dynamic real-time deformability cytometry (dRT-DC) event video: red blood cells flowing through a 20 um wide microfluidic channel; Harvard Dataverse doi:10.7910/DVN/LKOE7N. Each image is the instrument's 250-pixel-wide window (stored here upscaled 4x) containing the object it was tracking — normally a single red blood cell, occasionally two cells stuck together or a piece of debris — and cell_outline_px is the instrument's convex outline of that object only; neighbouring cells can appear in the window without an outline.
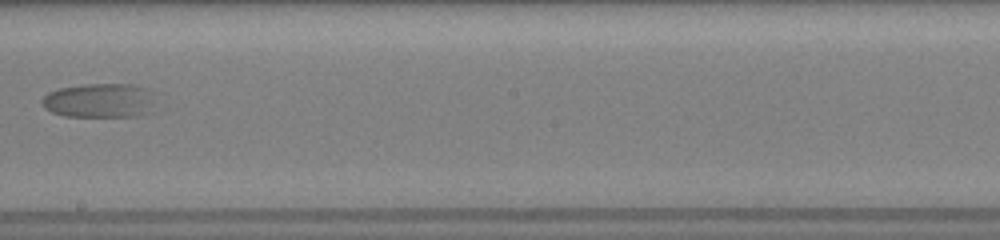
{"species": "common noctule bat (a hibernating species)", "species_latin": "Nyctalus noctula", "temperature_condition": "room temperature", "stored_images_in_passage": 18, "camera_frame_rate_fps": 3000, "um_per_image_px": 0.085, "animal": {"sex": "female", "body_mass_g": 19.5, "forearm_length_mm": 54.1}, "frame": {"image": 1, "passage_image": 10, "time_ms": 8.667, "image_size_px": [1000, 240], "cell_outline_px": [[152, 112], [140, 116], [64, 116], [52, 112], [44, 108], [44, 96], [48, 92], [60, 88], [84, 84], [132, 84], [148, 88]], "centroid_in_image_um": [8.44, 8.54], "position_along_channel_um": 239.8, "area_um2": 22.43}}
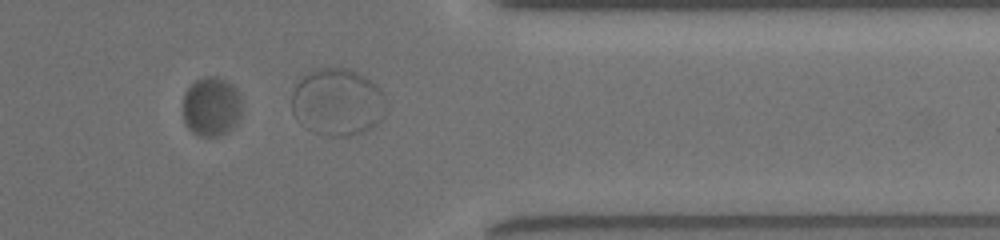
{"frame": {"image": 2, "passage_image": 15, "time_ms": 12.667, "image_size_px": [1000, 240], "cell_outline_px": [[240, 116], [236, 124], [228, 132], [216, 136], [200, 136], [192, 132], [188, 128], [184, 120], [184, 96], [188, 88], [196, 80], [208, 76], [216, 76], [228, 80], [236, 88], [240, 96]], "centroid_in_image_um": [17.98, 9.05], "position_along_channel_um": 393.4, "area_um2": 20.35}, "authors_computed_cell_mechanics": {"area_um2": 23.4668, "velocity_mm_per_s": 3.8003, "shape_relaxation_time_tau1_ms": 1.6339, "shape_relaxation_time_tau2_ms": null, "deformation_change_tau1": 0.0725, "deformation_change_tau2": null}}